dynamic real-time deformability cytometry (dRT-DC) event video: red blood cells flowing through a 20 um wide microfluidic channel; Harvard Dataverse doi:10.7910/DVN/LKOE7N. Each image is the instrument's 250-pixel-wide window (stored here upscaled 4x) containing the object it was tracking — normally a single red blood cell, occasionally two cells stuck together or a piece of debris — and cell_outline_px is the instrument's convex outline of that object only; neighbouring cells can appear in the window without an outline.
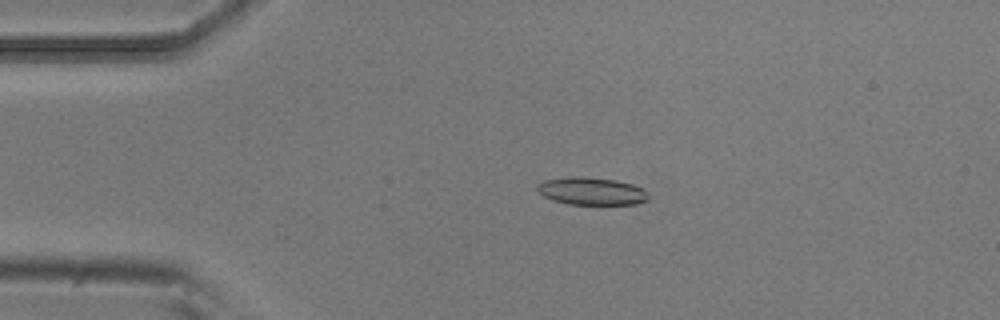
{"species": "common noctule bat (a hibernating species)", "species_latin": "Nyctalus noctula", "temperature_condition": "room temperature", "stored_images_in_passage": 4, "camera_frame_rate_fps": 3000, "um_per_image_px": 0.085, "animal": {"sex": "male", "body_mass_g": 20.5, "forearm_length_mm": 52.5}, "frame": {"image": 1, "passage_image": 3, "time_ms": 0.667, "image_size_px": [1000, 320], "cell_outline_px": [[648, 200], [636, 204], [568, 204], [552, 200], [544, 196], [536, 188], [536, 184], [544, 180], [572, 176], [580, 176], [616, 180], [632, 184], [644, 188], [648, 196]], "centroid_in_image_um": [50.27, 16.24], "position_along_channel_um": 34.7, "area_um2": 17.92}}